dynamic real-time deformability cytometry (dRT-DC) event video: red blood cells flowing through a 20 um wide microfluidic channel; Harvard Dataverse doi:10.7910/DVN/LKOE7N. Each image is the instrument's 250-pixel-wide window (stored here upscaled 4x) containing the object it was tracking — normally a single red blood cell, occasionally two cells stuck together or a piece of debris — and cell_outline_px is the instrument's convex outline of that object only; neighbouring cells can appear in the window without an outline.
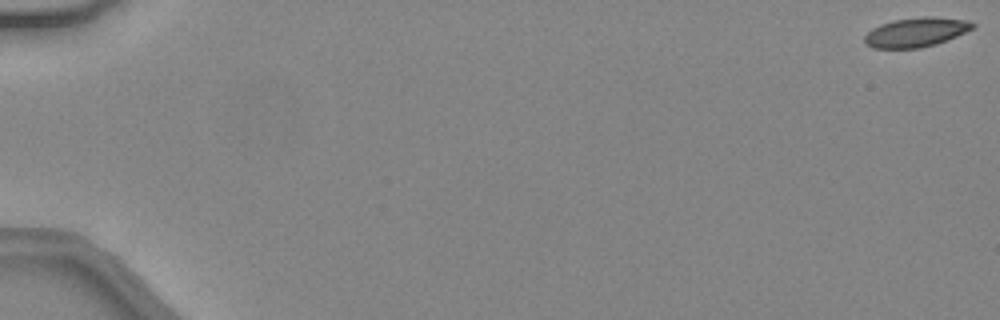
{"species": "common noctule bat (a hibernating species)", "species_latin": "Nyctalus noctula", "temperature_condition": "warm", "stored_images_in_passage": 48, "camera_frame_rate_fps": 3000, "um_per_image_px": 0.085, "animal": {"sex": "female", "body_mass_g": 24.6, "forearm_length_mm": 56.2}, "frame": {"image": 1, "passage_image": 1, "time_ms": 0.0, "image_size_px": [1000, 320], "cell_outline_px": [[976, 24], [972, 28], [956, 36], [936, 44], [920, 48], [872, 48], [864, 44], [864, 36], [872, 28], [880, 24], [892, 20], [924, 16], [932, 16], [968, 20]], "centroid_in_image_um": [77.82, 2.73], "position_along_channel_um": 7.2, "area_um2": 18.55}}
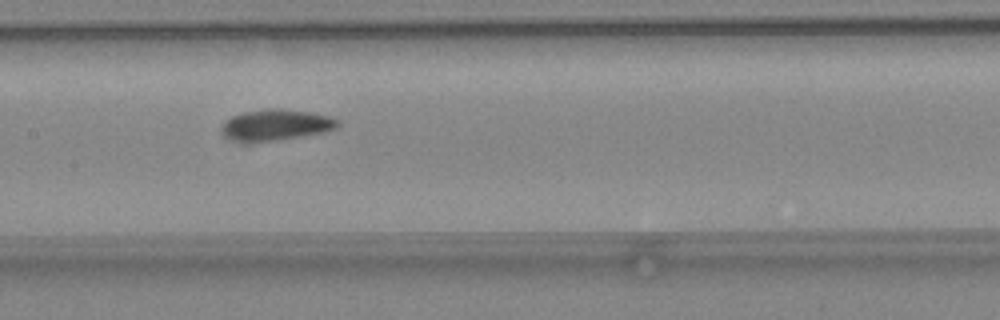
{"frame": {"image": 2, "passage_image": 26, "time_ms": 8.333, "image_size_px": [1000, 320], "cell_outline_px": [[340, 124], [336, 128], [324, 132], [276, 140], [232, 140], [224, 136], [220, 132], [224, 124], [232, 116], [244, 112], [308, 112], [332, 116]], "centroid_in_image_um": [23.48, 10.66], "position_along_channel_um": 183.9, "area_um2": 19.42}}
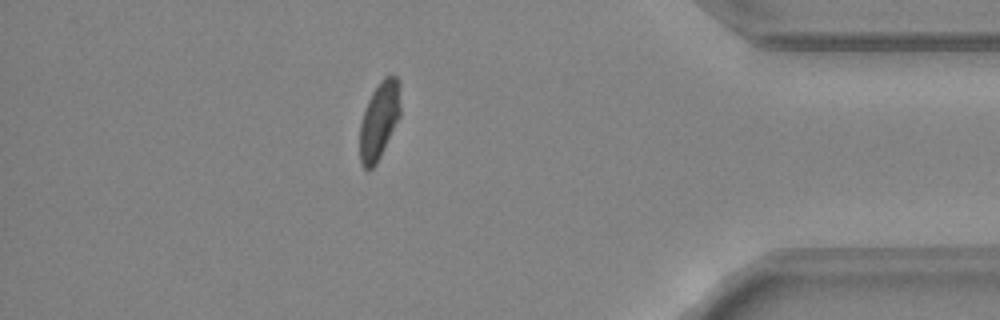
{"frame": {"image": 3, "passage_image": 43, "time_ms": 14.0, "image_size_px": [1000, 320], "cell_outline_px": [[400, 116], [376, 164], [368, 172], [360, 164], [360, 124], [368, 100], [372, 92], [380, 80], [384, 76], [396, 76], [400, 80]], "centroid_in_image_um": [32.24, 10.22], "position_along_channel_um": 403.0, "area_um2": 18.38}, "authors_computed_cell_mechanics": {"area_um2": 19.3919, "velocity_mm_per_s": 4.4318, "shape_relaxation_time_tau1_ms": null, "shape_relaxation_time_tau2_ms": 1.2225, "deformation_change_tau1": null, "deformation_change_tau2": 0.038}}